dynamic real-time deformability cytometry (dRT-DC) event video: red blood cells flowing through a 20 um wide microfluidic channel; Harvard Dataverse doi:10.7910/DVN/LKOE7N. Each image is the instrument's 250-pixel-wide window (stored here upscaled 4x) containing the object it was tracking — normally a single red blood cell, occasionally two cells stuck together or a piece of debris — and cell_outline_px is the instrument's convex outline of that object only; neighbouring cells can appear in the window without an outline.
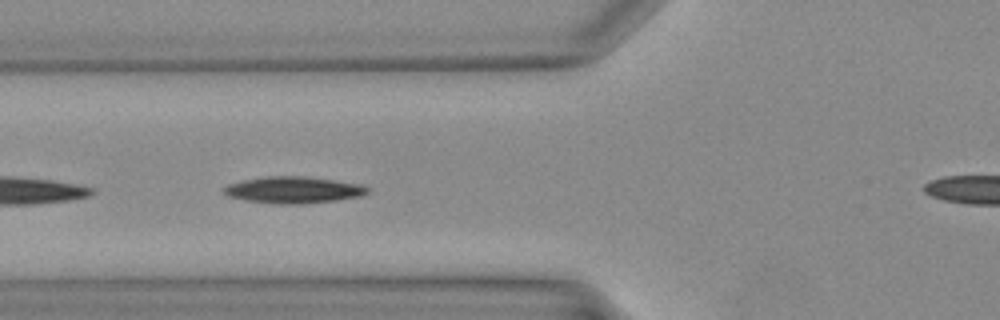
{"species": "Egyptian fruit bat (a non-hibernating species)", "species_latin": "Rousettus aegyptiacus", "temperature_condition": "warm", "stored_images_in_passage": 7, "camera_frame_rate_fps": 3000, "um_per_image_px": 0.085, "animal": {"sex": "female"}, "frame": {"image": 1, "passage_image": 3, "time_ms": 0.667, "image_size_px": [1000, 320], "cell_outline_px": [[372, 188], [368, 192], [360, 196], [336, 200], [296, 204], [288, 204], [248, 200], [228, 196], [224, 192], [224, 188], [228, 184], [244, 180], [264, 176], [304, 176], [360, 184]], "centroid_in_image_um": [24.97, 16.13], "position_along_channel_um": 100.8, "area_um2": 21.85}}